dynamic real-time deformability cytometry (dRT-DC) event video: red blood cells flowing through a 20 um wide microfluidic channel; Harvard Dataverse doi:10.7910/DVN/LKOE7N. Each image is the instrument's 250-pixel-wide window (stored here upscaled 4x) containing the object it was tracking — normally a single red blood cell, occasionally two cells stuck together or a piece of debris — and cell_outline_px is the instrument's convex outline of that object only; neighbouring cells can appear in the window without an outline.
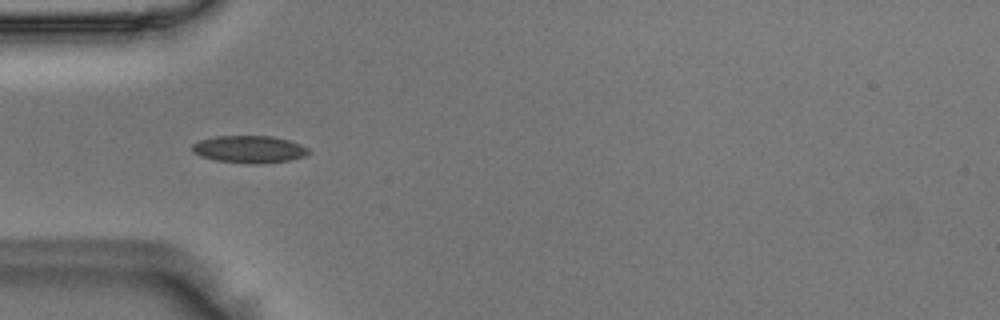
{"species": "Egyptian fruit bat (a non-hibernating species)", "species_latin": "Rousettus aegyptiacus", "temperature_condition": "room temperature", "stored_images_in_passage": 4, "camera_frame_rate_fps": 3000, "um_per_image_px": 0.085, "animal": {"sex": "male"}, "frame": {"image": 1, "passage_image": 3, "time_ms": 0.667, "image_size_px": [1000, 320], "cell_outline_px": [[312, 152], [304, 156], [292, 160], [248, 164], [216, 160], [200, 156], [192, 152], [192, 144], [200, 140], [216, 136], [272, 136], [288, 140], [300, 144], [308, 148]], "centroid_in_image_um": [21.19, 12.68], "position_along_channel_um": 63.8, "area_um2": 18.5}}